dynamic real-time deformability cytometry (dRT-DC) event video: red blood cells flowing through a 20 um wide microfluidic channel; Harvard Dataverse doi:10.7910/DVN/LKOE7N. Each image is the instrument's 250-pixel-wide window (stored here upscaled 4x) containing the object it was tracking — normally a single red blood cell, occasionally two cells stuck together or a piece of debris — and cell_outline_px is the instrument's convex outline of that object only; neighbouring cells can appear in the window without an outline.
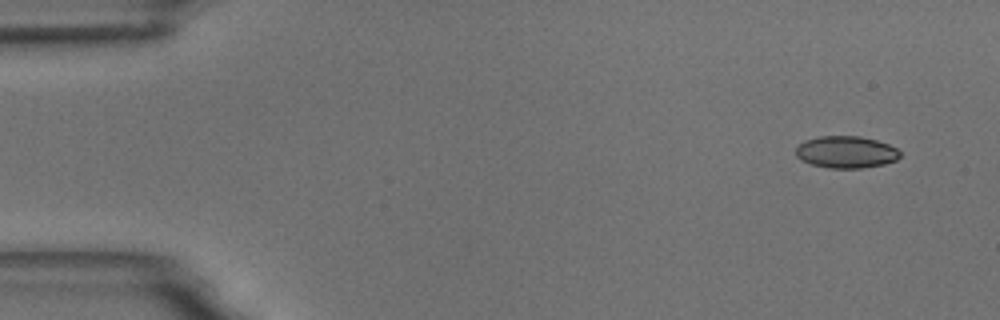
{"species": "common noctule bat (a hibernating species)", "species_latin": "Nyctalus noctula", "temperature_condition": "room temperature", "stored_images_in_passage": 5, "camera_frame_rate_fps": 3000, "um_per_image_px": 0.085, "animal": {"sex": "male", "body_mass_g": 18.8}, "frame": {"image": 1, "passage_image": 1, "time_ms": 0.0, "image_size_px": [1000, 320], "cell_outline_px": [[900, 156], [896, 160], [884, 164], [860, 168], [828, 168], [812, 164], [800, 160], [796, 156], [796, 148], [804, 140], [816, 136], [860, 136], [876, 140], [888, 144], [896, 148], [900, 152]], "centroid_in_image_um": [71.9, 12.92], "position_along_channel_um": 13.1, "area_um2": 19.48}}
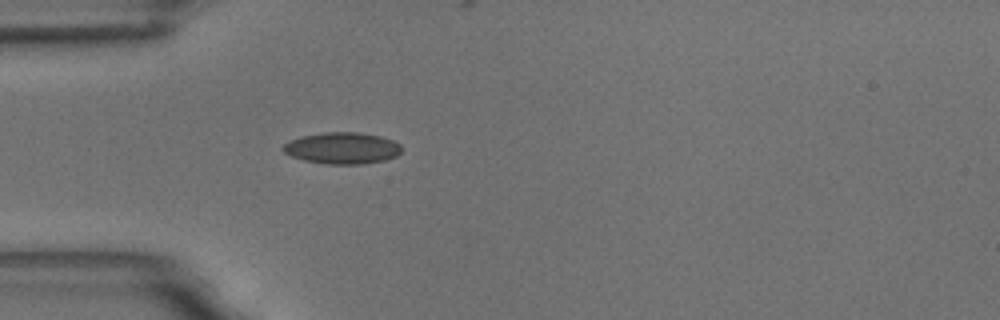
{"frame": {"image": 2, "passage_image": 4, "time_ms": 4.333, "image_size_px": [1000, 320], "cell_outline_px": [[400, 152], [396, 156], [384, 160], [364, 164], [328, 164], [304, 160], [292, 156], [284, 152], [284, 144], [300, 136], [324, 132], [356, 132], [380, 136], [392, 140], [400, 144]], "centroid_in_image_um": [29.1, 12.59], "position_along_channel_um": 55.9, "area_um2": 21.56}}